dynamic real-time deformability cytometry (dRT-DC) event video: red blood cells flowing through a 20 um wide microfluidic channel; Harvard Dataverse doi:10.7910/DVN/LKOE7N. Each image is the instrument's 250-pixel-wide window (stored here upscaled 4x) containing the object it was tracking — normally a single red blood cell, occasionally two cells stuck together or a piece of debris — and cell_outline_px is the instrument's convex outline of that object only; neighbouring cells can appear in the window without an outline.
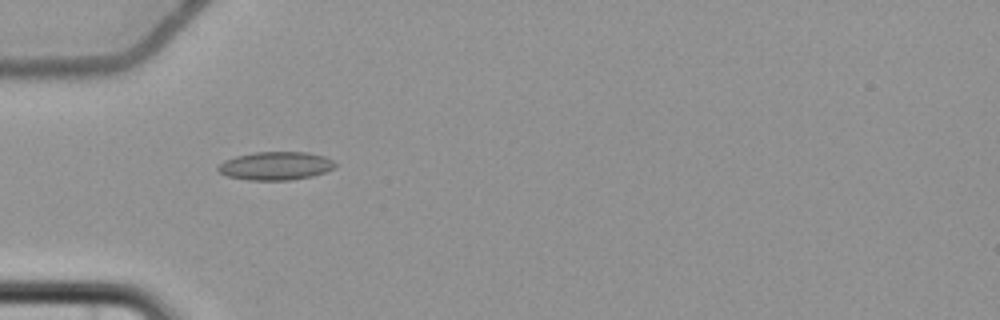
{"species": "common noctule bat (a hibernating species)", "species_latin": "Nyctalus noctula", "temperature_condition": "cold", "stored_images_in_passage": 10, "camera_frame_rate_fps": 3000, "um_per_image_px": 0.085, "animal": {"sex": "female", "body_mass_g": 22.7, "forearm_length_mm": 54.2}, "frame": {"image": 1, "passage_image": 5, "time_ms": 4.667, "image_size_px": [1000, 320], "cell_outline_px": [[336, 168], [312, 176], [292, 180], [248, 180], [228, 176], [220, 172], [216, 168], [224, 160], [236, 156], [256, 152], [308, 152], [324, 156], [332, 160], [336, 164]], "centroid_in_image_um": [23.45, 14.1], "position_along_channel_um": 61.6, "area_um2": 19.31}}
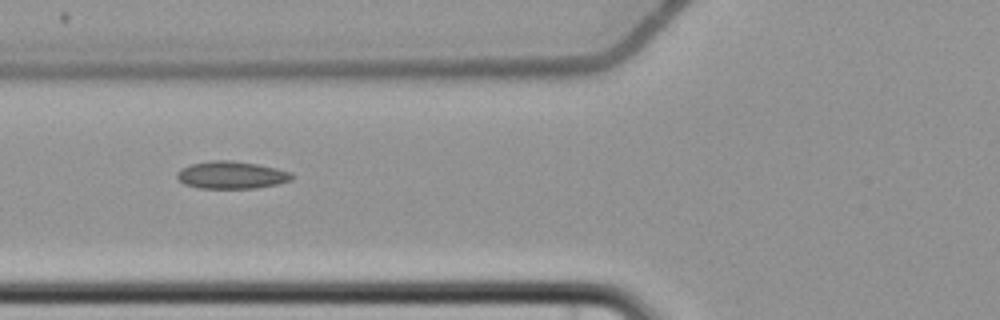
{"frame": {"image": 2, "passage_image": 6, "time_ms": 6.0, "image_size_px": [1000, 320], "cell_outline_px": [[292, 180], [276, 184], [256, 188], [200, 188], [184, 184], [176, 176], [176, 172], [180, 168], [192, 164], [212, 160], [228, 160], [256, 164], [276, 168], [292, 172]], "centroid_in_image_um": [19.66, 14.87], "position_along_channel_um": 106.1, "area_um2": 18.26}}
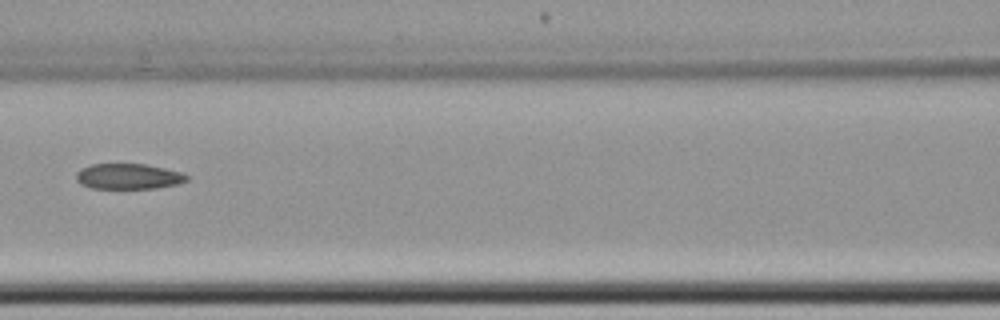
{"frame": {"image": 3, "passage_image": 7, "time_ms": 7.333, "image_size_px": [1000, 320], "cell_outline_px": [[188, 180], [176, 184], [156, 188], [92, 188], [80, 184], [76, 180], [76, 172], [80, 168], [92, 164], [144, 164], [164, 168], [180, 172], [188, 176]], "centroid_in_image_um": [10.87, 14.99], "position_along_channel_um": 155.7, "area_um2": 16.36}}